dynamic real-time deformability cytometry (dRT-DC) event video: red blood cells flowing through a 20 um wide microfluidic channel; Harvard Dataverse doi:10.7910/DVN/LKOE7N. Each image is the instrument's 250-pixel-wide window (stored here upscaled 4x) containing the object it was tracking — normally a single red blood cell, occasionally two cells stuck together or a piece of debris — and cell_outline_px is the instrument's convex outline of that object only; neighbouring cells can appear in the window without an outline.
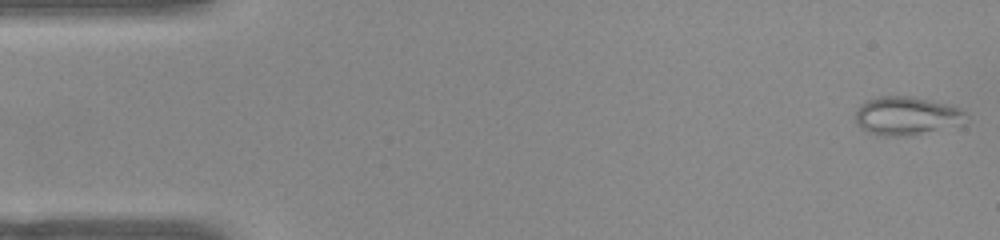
{"species": "common noctule bat (a hibernating species)", "species_latin": "Nyctalus noctula", "temperature_condition": "warm", "stored_images_in_passage": 52, "camera_frame_rate_fps": 3000, "um_per_image_px": 0.085, "animal": {"sex": "female", "body_mass_g": 22.0, "forearm_length_mm": 56.7}, "frame": {"image": 1, "passage_image": 1, "time_ms": 0.0, "image_size_px": [1000, 240], "cell_outline_px": [[964, 112], [936, 128], [908, 136], [880, 136], [868, 132], [860, 128], [856, 120], [856, 112], [860, 104], [868, 100], [880, 96], [912, 96], [952, 104], [960, 108]], "centroid_in_image_um": [76.8, 9.8], "position_along_channel_um": 8.2, "area_um2": 23.29}}
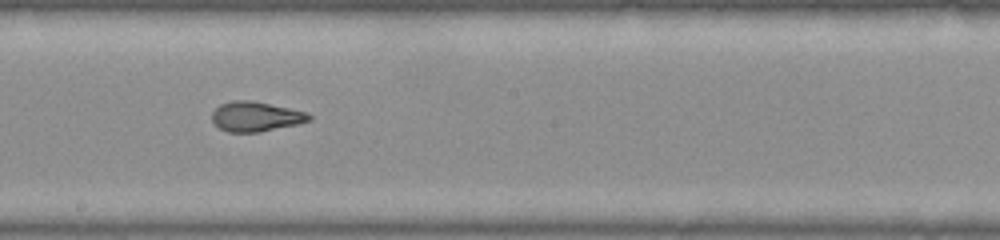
{"frame": {"image": 2, "passage_image": 28, "time_ms": 9.0, "image_size_px": [1000, 240], "cell_outline_px": [[312, 120], [296, 124], [260, 132], [228, 132], [220, 128], [212, 120], [212, 112], [220, 104], [232, 100], [248, 100], [308, 112], [312, 116]], "centroid_in_image_um": [21.74, 9.91], "position_along_channel_um": 226.5, "area_um2": 16.7}}
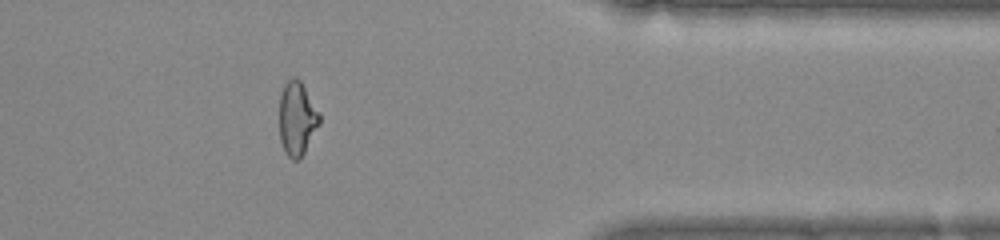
{"frame": {"image": 3, "passage_image": 42, "time_ms": 13.667, "image_size_px": [1000, 240], "cell_outline_px": [[320, 124], [300, 160], [292, 160], [284, 152], [280, 140], [280, 96], [284, 84], [292, 76], [296, 76], [300, 80], [320, 112]], "centroid_in_image_um": [25.26, 10.08], "position_along_channel_um": 386.1, "area_um2": 17.46}, "authors_computed_cell_mechanics": {"area_um2": 17.8891, "velocity_mm_per_s": 3.8712, "shape_relaxation_time_tau1_ms": null, "shape_relaxation_time_tau2_ms": 1.5064, "deformation_change_tau1": null, "deformation_change_tau2": 0.084}}